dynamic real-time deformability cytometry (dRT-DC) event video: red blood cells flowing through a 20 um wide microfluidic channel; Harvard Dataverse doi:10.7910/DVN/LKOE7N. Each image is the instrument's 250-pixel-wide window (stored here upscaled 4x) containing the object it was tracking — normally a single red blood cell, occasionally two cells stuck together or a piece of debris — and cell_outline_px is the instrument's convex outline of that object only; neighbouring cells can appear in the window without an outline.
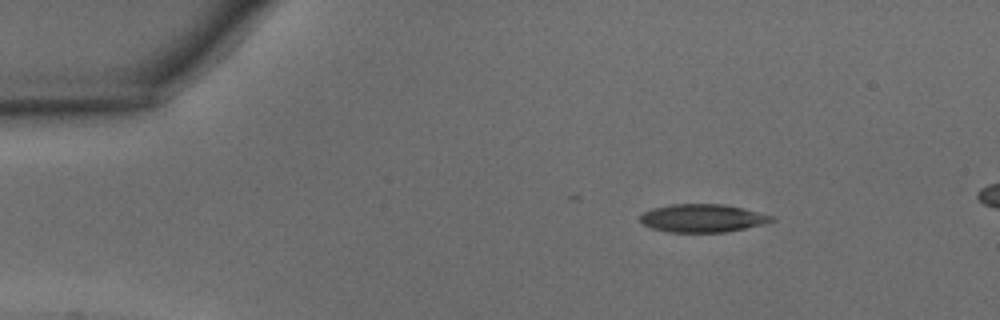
{"species": "common noctule bat (a hibernating species)", "species_latin": "Nyctalus noctula", "temperature_condition": "warm", "stored_images_in_passage": 14, "camera_frame_rate_fps": 3000, "um_per_image_px": 0.085, "animal": {"sex": "male", "body_mass_g": 15.6}, "frame": {"image": 1, "passage_image": 1, "time_ms": 0.0, "image_size_px": [1000, 320], "cell_outline_px": [[776, 220], [764, 224], [724, 232], [668, 232], [652, 228], [644, 224], [640, 220], [640, 216], [644, 212], [652, 208], [672, 204], [724, 204], [744, 208], [776, 216]], "centroid_in_image_um": [59.76, 18.54], "position_along_channel_um": 25.2, "area_um2": 21.56}}
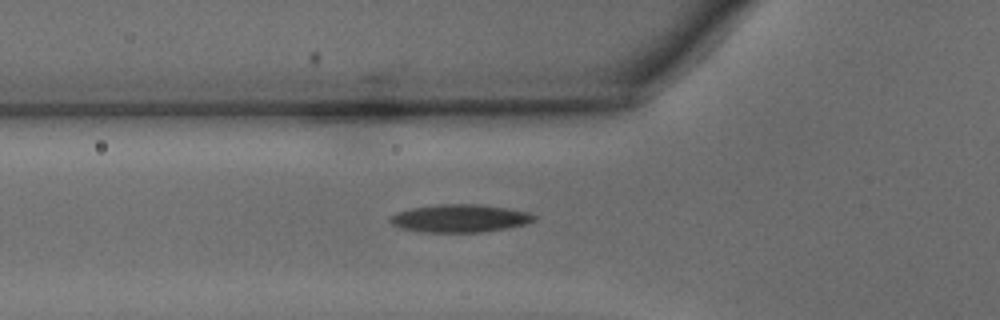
{"frame": {"image": 2, "passage_image": 10, "time_ms": 3.0, "image_size_px": [1000, 320], "cell_outline_px": [[536, 220], [524, 224], [508, 228], [480, 232], [424, 232], [400, 228], [392, 224], [388, 220], [388, 216], [396, 212], [412, 208], [436, 204], [480, 204], [508, 208], [528, 212], [536, 216]], "centroid_in_image_um": [39.06, 18.55], "position_along_channel_um": 86.7, "area_um2": 23.52}}